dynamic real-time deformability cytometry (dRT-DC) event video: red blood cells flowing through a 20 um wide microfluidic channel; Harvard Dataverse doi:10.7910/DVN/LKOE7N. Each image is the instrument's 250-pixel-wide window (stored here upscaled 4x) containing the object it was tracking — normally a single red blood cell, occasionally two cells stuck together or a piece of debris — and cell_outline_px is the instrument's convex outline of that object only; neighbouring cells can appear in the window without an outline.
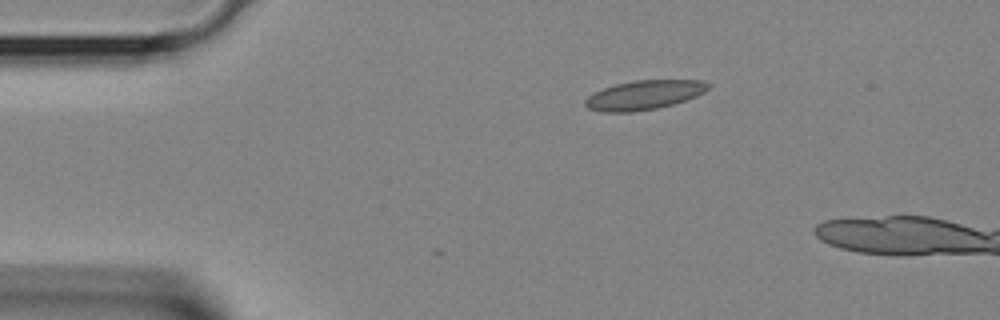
{"species": "Egyptian fruit bat (a non-hibernating species)", "species_latin": "Rousettus aegyptiacus", "temperature_condition": "room temperature", "stored_images_in_passage": 5, "camera_frame_rate_fps": 3000, "um_per_image_px": 0.085, "animal": {"sex": "female"}, "frame": {"image": 1, "passage_image": 1, "time_ms": 0.0, "image_size_px": [1000, 320], "cell_outline_px": [[712, 84], [704, 92], [696, 96], [672, 104], [656, 108], [632, 112], [600, 112], [588, 108], [584, 104], [584, 100], [588, 96], [604, 88], [616, 84], [636, 80], [704, 80]], "centroid_in_image_um": [54.75, 8.07], "position_along_channel_um": 30.2, "area_um2": 20.87}}